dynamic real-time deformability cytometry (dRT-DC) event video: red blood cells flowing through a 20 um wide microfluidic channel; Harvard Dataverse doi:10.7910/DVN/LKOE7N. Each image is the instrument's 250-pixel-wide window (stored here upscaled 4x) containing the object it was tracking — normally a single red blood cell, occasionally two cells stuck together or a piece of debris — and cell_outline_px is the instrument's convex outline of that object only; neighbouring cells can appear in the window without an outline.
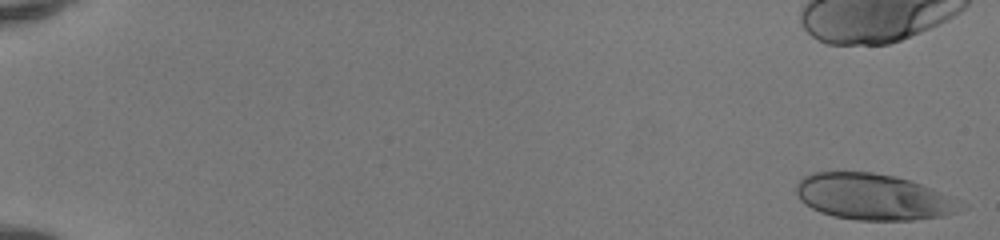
{"species": "human", "species_latin": "Homo sapiens", "temperature_condition": "room temperature", "stored_images_in_passage": 46, "camera_frame_rate_fps": 3000, "um_per_image_px": 0.085, "donor": {"sex": "female"}, "frame": {"image": 1, "passage_image": 1, "time_ms": 0.0, "image_size_px": [1000, 240], "cell_outline_px": [[968, 208], [944, 216], [912, 220], [856, 220], [832, 216], [820, 212], [804, 204], [800, 200], [796, 192], [796, 184], [808, 172], [872, 172], [896, 176], [912, 180], [932, 188], [960, 200], [968, 204]], "centroid_in_image_um": [74.28, 16.73], "position_along_channel_um": 10.7, "area_um2": 44.85}}